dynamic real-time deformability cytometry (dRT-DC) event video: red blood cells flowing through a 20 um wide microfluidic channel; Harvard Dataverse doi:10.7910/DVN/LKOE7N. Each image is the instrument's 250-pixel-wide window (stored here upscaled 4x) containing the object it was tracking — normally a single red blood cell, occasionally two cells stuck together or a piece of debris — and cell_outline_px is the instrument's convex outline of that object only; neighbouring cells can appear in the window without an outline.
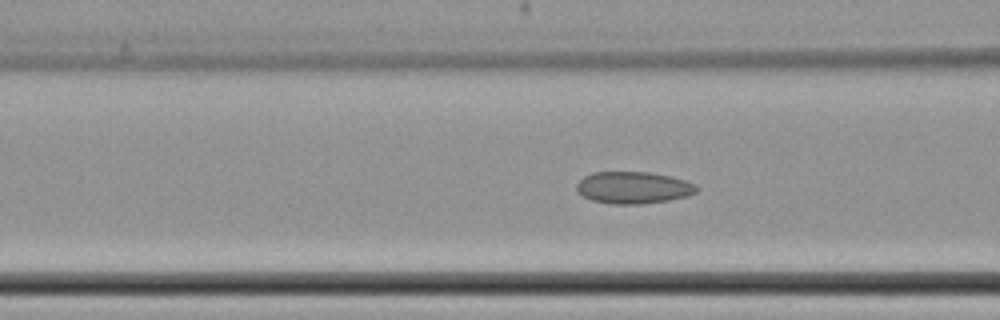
{"species": "common noctule bat (a hibernating species)", "species_latin": "Nyctalus noctula", "temperature_condition": "cold", "stored_images_in_passage": 52, "camera_frame_rate_fps": 3000, "um_per_image_px": 0.085, "animal": {"sex": "female", "body_mass_g": 22.7, "forearm_length_mm": 54.2}, "frame": {"image": 1, "passage_image": 29, "time_ms": 9.333, "image_size_px": [1000, 320], "cell_outline_px": [[700, 188], [696, 192], [688, 196], [668, 200], [640, 204], [612, 204], [592, 200], [584, 196], [576, 188], [576, 184], [584, 176], [592, 172], [648, 172], [672, 176], [696, 184]], "centroid_in_image_um": [53.86, 15.94], "position_along_channel_um": 112.7, "area_um2": 22.37}}
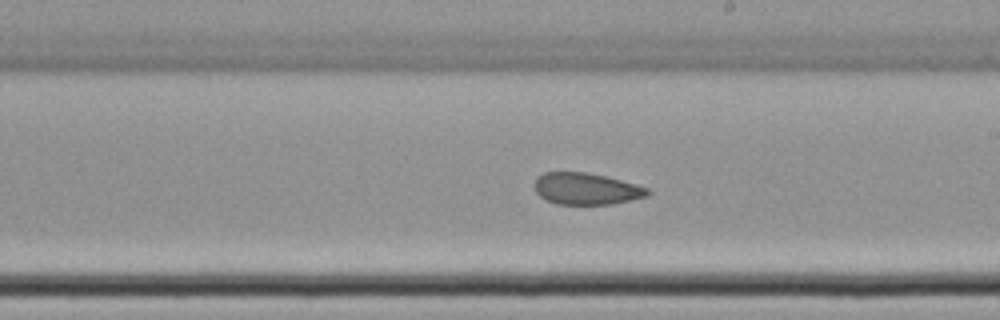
{"frame": {"image": 2, "passage_image": 40, "time_ms": 13.0, "image_size_px": [1000, 320], "cell_outline_px": [[652, 192], [648, 196], [612, 204], [556, 204], [540, 196], [536, 192], [532, 184], [536, 176], [544, 172], [584, 172], [604, 176], [636, 184], [648, 188]], "centroid_in_image_um": [49.8, 16.04], "position_along_channel_um": 239.2, "area_um2": 20.98}}
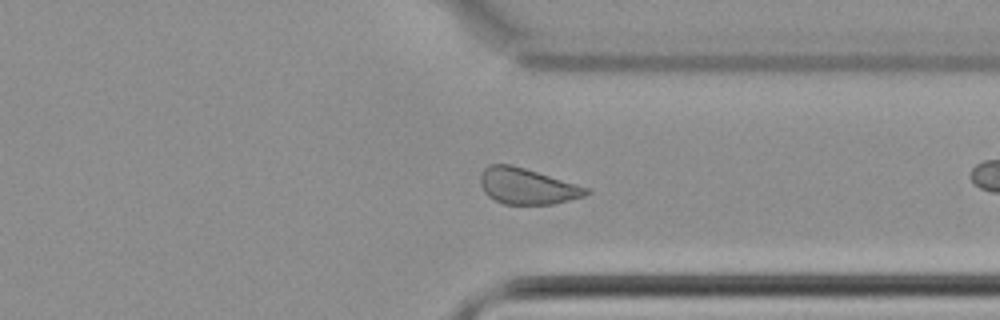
{"frame": {"image": 3, "passage_image": 51, "time_ms": 16.667, "image_size_px": [1000, 320], "cell_outline_px": [[592, 192], [584, 196], [552, 204], [504, 204], [488, 196], [484, 192], [480, 184], [480, 172], [488, 164], [512, 164], [576, 184], [588, 188]], "centroid_in_image_um": [44.76, 15.81], "position_along_channel_um": 366.6, "area_um2": 22.14}}